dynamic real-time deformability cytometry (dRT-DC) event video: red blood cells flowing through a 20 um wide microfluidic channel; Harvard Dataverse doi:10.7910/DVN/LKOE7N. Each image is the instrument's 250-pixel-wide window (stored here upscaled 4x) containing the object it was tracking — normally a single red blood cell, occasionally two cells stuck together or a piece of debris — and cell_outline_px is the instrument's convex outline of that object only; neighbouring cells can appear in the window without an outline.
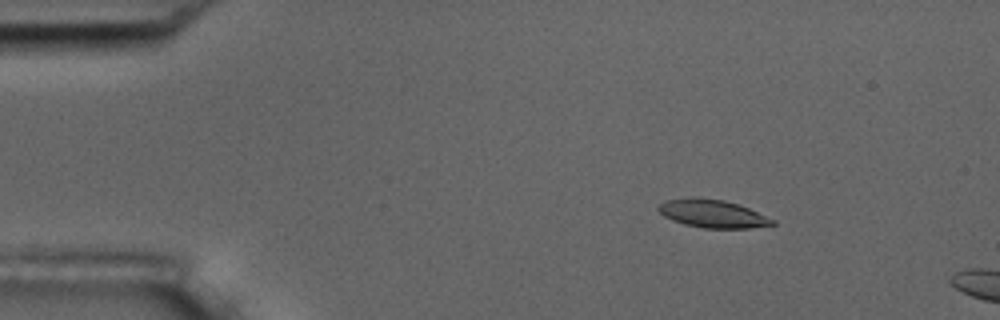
{"species": "common noctule bat (a hibernating species)", "species_latin": "Nyctalus noctula", "temperature_condition": "room temperature", "stored_images_in_passage": 7, "camera_frame_rate_fps": 3000, "um_per_image_px": 0.085, "animal": {"sex": "male", "body_mass_g": 17.5, "forearm_length_mm": 52.3}, "frame": {"image": 1, "passage_image": 2, "time_ms": 0.333, "image_size_px": [1000, 320], "cell_outline_px": [[776, 224], [748, 228], [704, 228], [684, 224], [672, 220], [664, 216], [656, 208], [664, 200], [692, 196], [700, 196], [724, 200], [740, 204], [776, 220]], "centroid_in_image_um": [60.55, 18.13], "position_along_channel_um": 24.4, "area_um2": 18.96}}
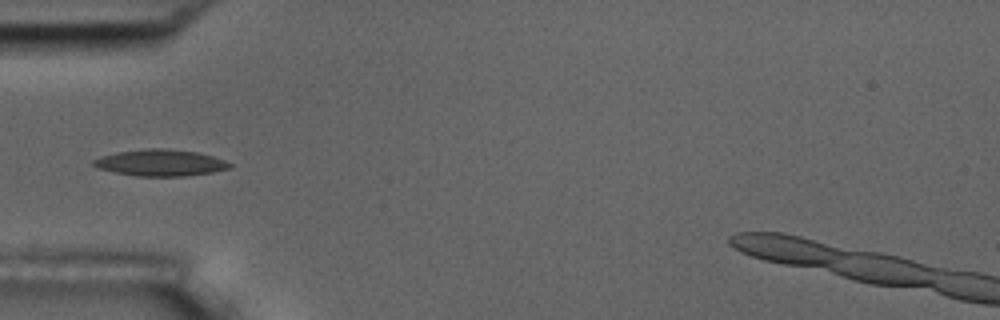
{"frame": {"image": 2, "passage_image": 5, "time_ms": 1.333, "image_size_px": [1000, 320], "cell_outline_px": [[232, 168], [212, 172], [188, 176], [136, 176], [96, 168], [92, 164], [92, 160], [100, 156], [116, 152], [144, 148], [164, 148], [196, 152], [212, 156], [224, 160], [232, 164]], "centroid_in_image_um": [13.61, 13.83], "position_along_channel_um": 71.4, "area_um2": 21.15}}